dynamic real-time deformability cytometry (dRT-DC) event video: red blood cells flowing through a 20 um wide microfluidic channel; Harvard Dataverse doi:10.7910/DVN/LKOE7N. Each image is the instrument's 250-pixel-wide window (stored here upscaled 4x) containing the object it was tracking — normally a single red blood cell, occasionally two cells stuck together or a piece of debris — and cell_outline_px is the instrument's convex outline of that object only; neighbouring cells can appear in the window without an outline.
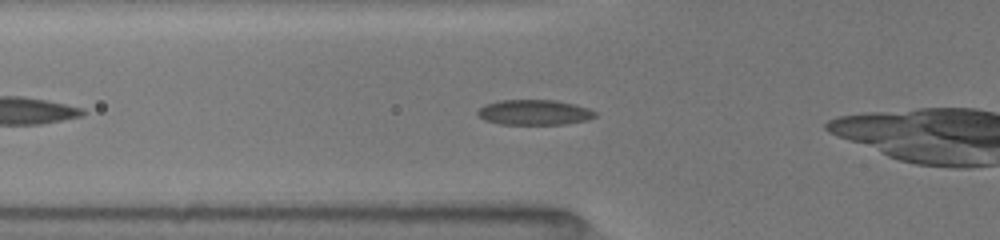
{"species": "common noctule bat (a hibernating species)", "species_latin": "Nyctalus noctula", "temperature_condition": "room temperature", "stored_images_in_passage": 13, "camera_frame_rate_fps": 3000, "um_per_image_px": 0.085, "animal": {"sex": "female", "body_mass_g": 19.5, "forearm_length_mm": 54.1}, "frame": {"image": 1, "passage_image": 3, "time_ms": 1.333, "image_size_px": [1000, 240], "cell_outline_px": [[596, 116], [588, 120], [564, 124], [500, 124], [484, 120], [476, 112], [484, 104], [500, 100], [556, 100], [576, 104], [588, 108], [596, 112]], "centroid_in_image_um": [45.43, 9.54], "position_along_channel_um": 80.4, "area_um2": 17.34}}